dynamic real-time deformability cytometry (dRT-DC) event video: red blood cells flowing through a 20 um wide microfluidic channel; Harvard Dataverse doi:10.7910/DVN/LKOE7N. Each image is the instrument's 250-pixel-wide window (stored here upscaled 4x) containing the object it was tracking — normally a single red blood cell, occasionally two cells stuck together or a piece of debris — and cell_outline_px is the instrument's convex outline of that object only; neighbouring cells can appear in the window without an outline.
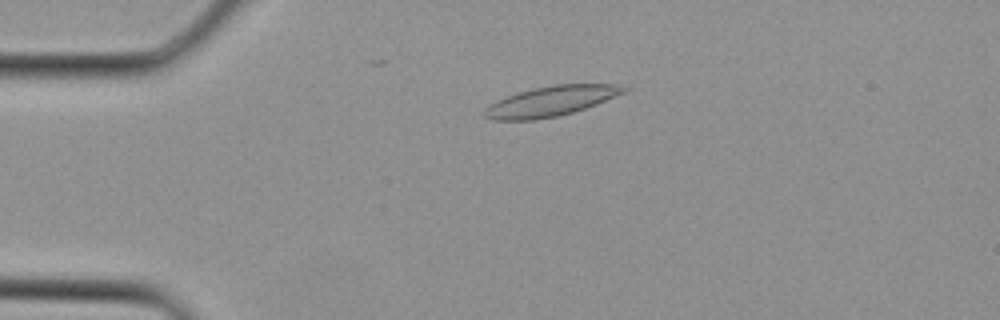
{"species": "Egyptian fruit bat (a non-hibernating species)", "species_latin": "Rousettus aegyptiacus", "temperature_condition": "cold", "stored_images_in_passage": 3, "camera_frame_rate_fps": 3000, "um_per_image_px": 0.085, "animal": {"sex": "female"}, "frame": {"image": 1, "passage_image": 2, "time_ms": 0.333, "image_size_px": [1000, 320], "cell_outline_px": [[628, 92], [596, 104], [572, 112], [556, 116], [536, 120], [492, 120], [484, 116], [484, 108], [488, 104], [496, 100], [516, 92], [532, 88], [552, 84], [616, 84], [628, 88]], "centroid_in_image_um": [46.8, 8.59], "position_along_channel_um": 38.2, "area_um2": 24.62}}